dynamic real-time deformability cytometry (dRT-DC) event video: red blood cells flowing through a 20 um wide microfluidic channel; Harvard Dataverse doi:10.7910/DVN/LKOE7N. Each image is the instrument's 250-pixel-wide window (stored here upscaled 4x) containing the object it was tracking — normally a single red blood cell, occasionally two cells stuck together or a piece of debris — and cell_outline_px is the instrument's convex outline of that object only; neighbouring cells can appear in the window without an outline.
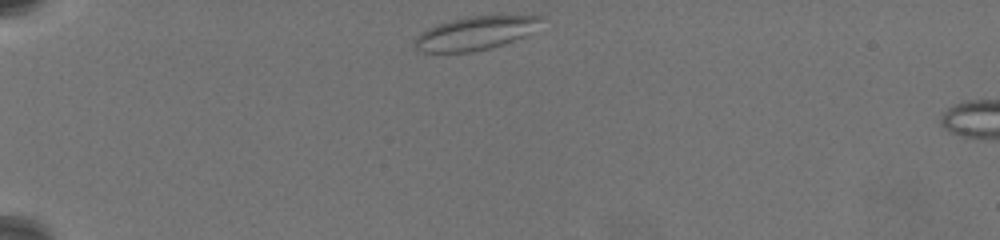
{"species": "common noctule bat (a hibernating species)", "species_latin": "Nyctalus noctula", "temperature_condition": "warm", "stored_images_in_passage": 7, "camera_frame_rate_fps": 3000, "um_per_image_px": 0.085, "animal": {"sex": "female", "body_mass_g": 19.5, "forearm_length_mm": 54.1}, "frame": {"image": 1, "passage_image": 1, "time_ms": 0.0, "image_size_px": [1000, 240], "cell_outline_px": [[544, 16], [528, 32], [504, 44], [472, 52], [424, 52], [416, 48], [412, 44], [416, 36], [420, 32], [436, 24], [468, 16]], "centroid_in_image_um": [40.25, 2.83], "position_along_channel_um": 44.8, "area_um2": 23.93}}